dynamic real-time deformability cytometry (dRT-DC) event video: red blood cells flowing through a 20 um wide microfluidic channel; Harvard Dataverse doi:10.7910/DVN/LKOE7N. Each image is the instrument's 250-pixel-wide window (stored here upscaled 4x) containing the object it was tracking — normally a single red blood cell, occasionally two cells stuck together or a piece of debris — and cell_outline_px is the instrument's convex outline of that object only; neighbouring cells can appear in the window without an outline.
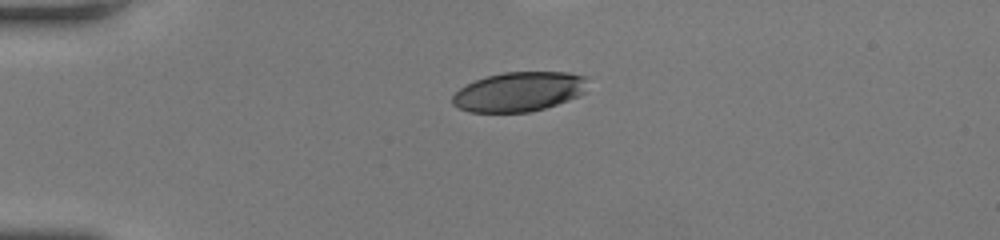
{"species": "human", "species_latin": "Homo sapiens", "temperature_condition": "room temperature", "stored_images_in_passage": 32, "camera_frame_rate_fps": 3000, "um_per_image_px": 0.085, "donor": {"sex": "female"}, "frame": {"image": 1, "passage_image": 1, "time_ms": 0.0, "image_size_px": [1000, 240], "cell_outline_px": [[588, 92], [568, 100], [544, 108], [528, 112], [468, 112], [452, 104], [452, 96], [460, 88], [484, 76], [504, 72], [568, 72], [584, 76]], "centroid_in_image_um": [44.12, 7.79], "position_along_channel_um": 40.9, "area_um2": 31.15}, "authors_computed_cell_mechanics": {"area_um2": 38.0902, "velocity_mm_per_s": 3.7933, "shape_relaxation_time_tau1_ms": 0.6563, "shape_relaxation_time_tau2_ms": 5.2594, "deformation_change_tau1": 0.0629, "deformation_change_tau2": 0.1374}}